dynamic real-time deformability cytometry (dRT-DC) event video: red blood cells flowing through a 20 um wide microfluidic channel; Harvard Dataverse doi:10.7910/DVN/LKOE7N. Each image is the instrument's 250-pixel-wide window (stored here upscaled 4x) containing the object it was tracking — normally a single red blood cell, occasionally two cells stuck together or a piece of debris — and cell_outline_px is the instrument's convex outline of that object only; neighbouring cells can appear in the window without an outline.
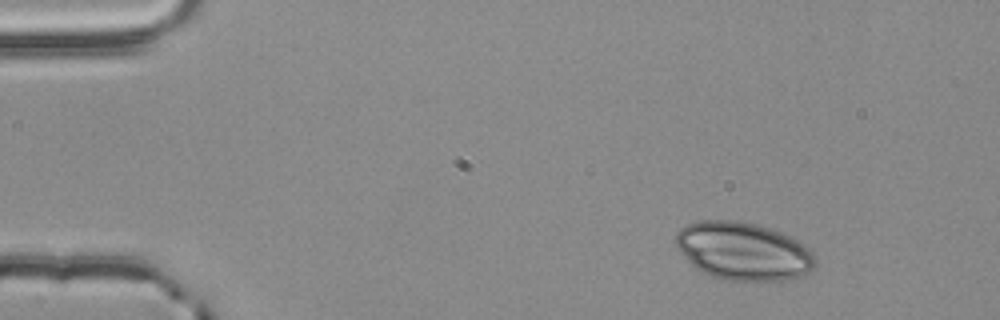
{"species": "common noctule bat (a hibernating species)", "species_latin": "Nyctalus noctula", "temperature_condition": "room temperature", "stored_images_in_passage": 49, "camera_frame_rate_fps": 3000, "um_per_image_px": 0.085, "animal": {"sex": "male", "body_mass_g": 20.4}, "frame": {"image": 1, "passage_image": 1, "time_ms": 0.0, "image_size_px": [1000, 320], "cell_outline_px": [[816, 268], [808, 272], [784, 280], [720, 280], [696, 268], [676, 248], [676, 232], [680, 228], [688, 224], [700, 220], [736, 220], [756, 224], [792, 236], [800, 240], [804, 244], [816, 260]], "centroid_in_image_um": [63.16, 21.33], "position_along_channel_um": 21.8, "area_um2": 47.05}}
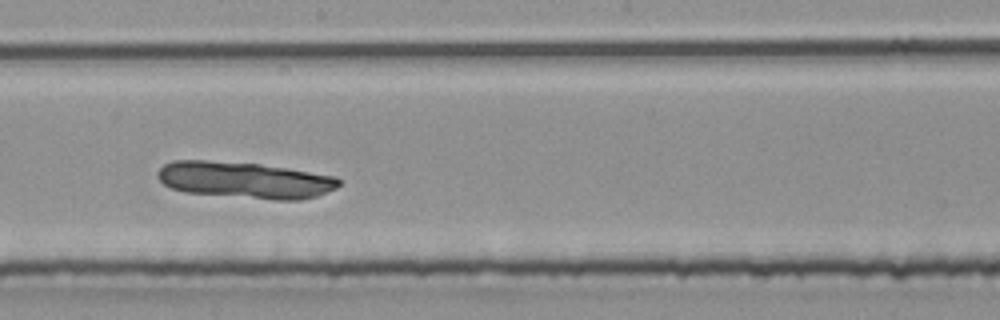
{"frame": {"image": 2, "passage_image": 25, "time_ms": 8.0, "image_size_px": [1000, 320], "cell_outline_px": [[340, 184], [336, 188], [316, 196], [300, 200], [272, 200], [184, 192], [172, 188], [164, 184], [156, 176], [156, 172], [164, 164], [172, 160], [208, 160], [260, 164], [336, 176], [340, 180]], "centroid_in_image_um": [20.78, 15.3], "position_along_channel_um": 227.4, "area_um2": 38.67}}
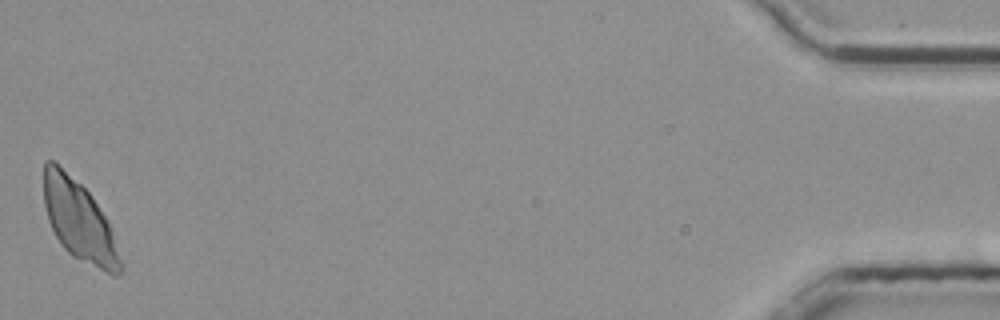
{"frame": {"image": 3, "passage_image": 49, "time_ms": 16.0, "image_size_px": [1000, 320], "cell_outline_px": [[124, 264], [120, 276], [112, 276], [72, 256], [64, 248], [56, 236], [48, 220], [44, 204], [44, 160], [52, 160], [80, 184], [88, 192], [108, 220]], "centroid_in_image_um": [6.76, 18.84], "position_along_channel_um": 428.4, "area_um2": 35.84}}